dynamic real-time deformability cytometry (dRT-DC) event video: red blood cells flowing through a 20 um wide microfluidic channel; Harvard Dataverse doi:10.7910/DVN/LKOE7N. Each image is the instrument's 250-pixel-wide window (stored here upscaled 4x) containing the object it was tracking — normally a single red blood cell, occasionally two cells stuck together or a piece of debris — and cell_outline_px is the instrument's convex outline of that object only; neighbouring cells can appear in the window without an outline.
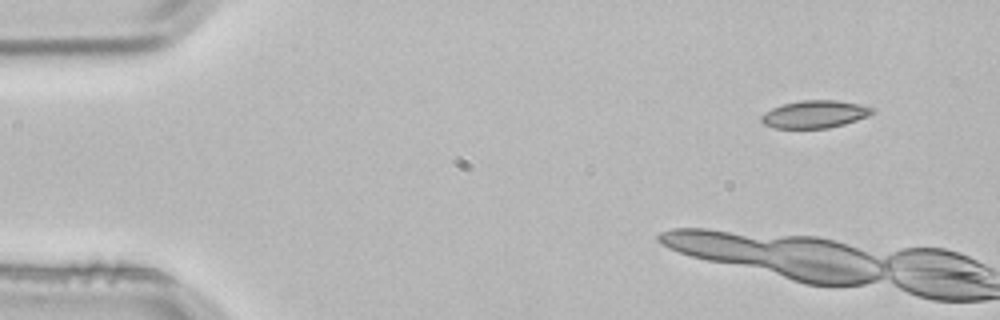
{"species": "common noctule bat (a hibernating species)", "species_latin": "Nyctalus noctula", "temperature_condition": "room temperature", "stored_images_in_passage": 4, "camera_frame_rate_fps": 3000, "um_per_image_px": 0.085, "animal": {"sex": "male", "body_mass_g": 21.5, "forearm_length_mm": 52.0}, "frame": {"image": 1, "passage_image": 1, "time_ms": 0.0, "image_size_px": [1000, 320], "cell_outline_px": [[876, 112], [868, 116], [844, 124], [828, 128], [776, 128], [764, 124], [760, 120], [760, 116], [764, 112], [772, 108], [784, 104], [800, 100], [836, 100], [876, 108]], "centroid_in_image_um": [69.25, 9.71], "position_along_channel_um": 15.7, "area_um2": 17.8}}